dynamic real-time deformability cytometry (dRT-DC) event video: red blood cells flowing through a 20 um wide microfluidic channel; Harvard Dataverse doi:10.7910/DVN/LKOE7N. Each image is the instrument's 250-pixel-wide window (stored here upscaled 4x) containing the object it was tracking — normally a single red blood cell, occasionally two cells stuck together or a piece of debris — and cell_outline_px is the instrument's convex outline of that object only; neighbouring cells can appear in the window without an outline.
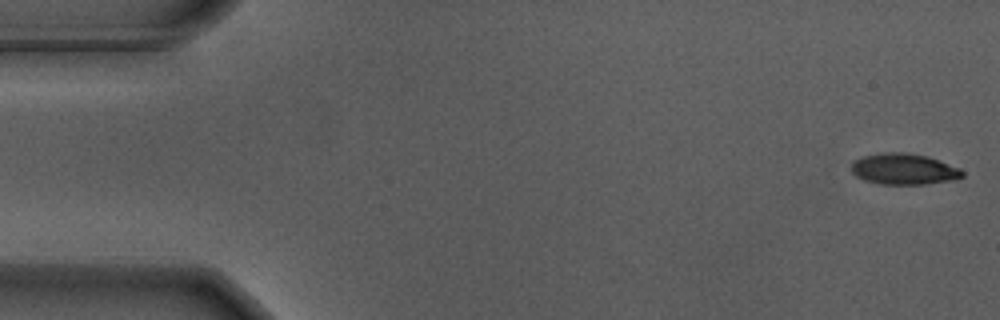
{"species": "Egyptian fruit bat (a non-hibernating species)", "species_latin": "Rousettus aegyptiacus", "temperature_condition": "warm", "stored_images_in_passage": 14, "camera_frame_rate_fps": 3000, "um_per_image_px": 0.085, "animal": {"sex": "male"}, "frame": {"image": 1, "passage_image": 1, "time_ms": 0.0, "image_size_px": [1000, 320], "cell_outline_px": [[964, 176], [956, 180], [924, 184], [880, 184], [864, 180], [856, 176], [852, 172], [852, 160], [864, 156], [884, 152], [904, 152], [928, 156], [960, 168], [964, 172]], "centroid_in_image_um": [76.84, 14.37], "position_along_channel_um": 8.2, "area_um2": 20.23}}
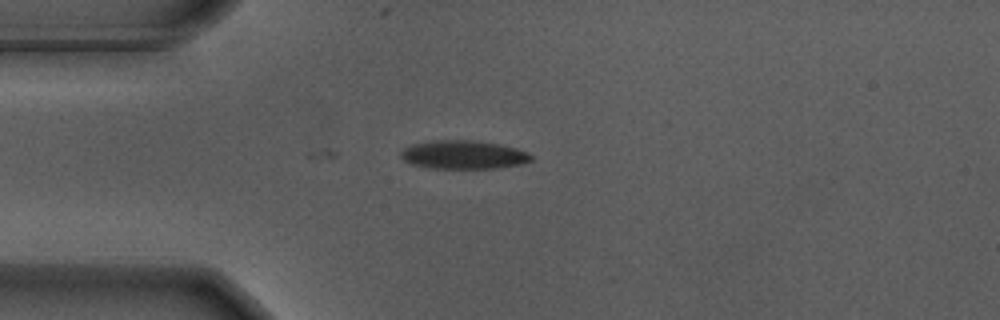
{"frame": {"image": 2, "passage_image": 14, "time_ms": 4.333, "image_size_px": [1000, 320], "cell_outline_px": [[532, 160], [520, 164], [496, 168], [432, 168], [412, 164], [404, 160], [400, 156], [400, 152], [404, 148], [412, 144], [432, 140], [476, 140], [500, 144], [516, 148], [528, 152], [532, 156]], "centroid_in_image_um": [39.39, 13.14], "position_along_channel_um": 45.6, "area_um2": 21.68}}